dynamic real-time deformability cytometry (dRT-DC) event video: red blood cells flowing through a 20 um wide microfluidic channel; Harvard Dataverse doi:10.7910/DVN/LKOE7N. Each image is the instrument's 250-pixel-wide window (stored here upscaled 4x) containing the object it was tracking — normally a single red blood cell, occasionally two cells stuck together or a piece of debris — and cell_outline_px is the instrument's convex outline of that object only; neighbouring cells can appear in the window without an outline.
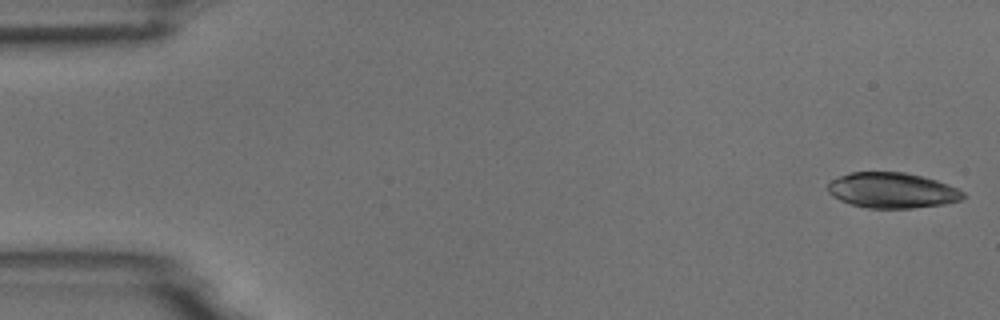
{"species": "common noctule bat (a hibernating species)", "species_latin": "Nyctalus noctula", "temperature_condition": "room temperature", "stored_images_in_passage": 53, "camera_frame_rate_fps": 3000, "um_per_image_px": 0.085, "animal": {"sex": "male", "body_mass_g": 18.8}, "frame": {"image": 1, "passage_image": 1, "time_ms": 0.0, "image_size_px": [1000, 320], "cell_outline_px": [[964, 196], [960, 200], [944, 204], [912, 208], [868, 208], [852, 204], [840, 200], [832, 196], [828, 192], [828, 180], [852, 172], [904, 172], [936, 180], [948, 184], [964, 192]], "centroid_in_image_um": [75.8, 16.18], "position_along_channel_um": 9.2, "area_um2": 27.86}}
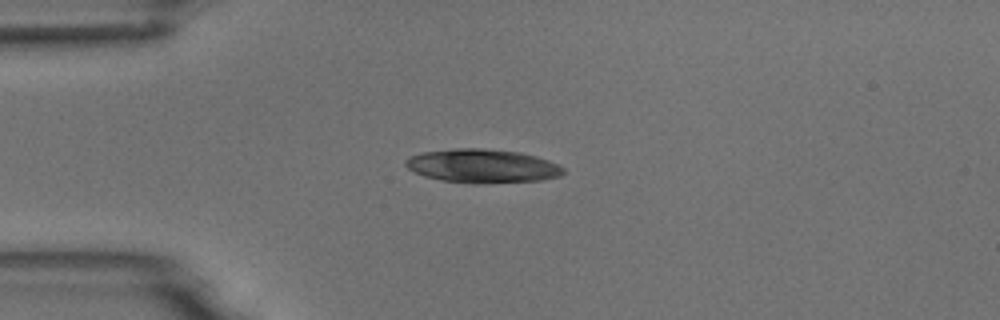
{"frame": {"image": 2, "passage_image": 13, "time_ms": 4.0, "image_size_px": [1000, 320], "cell_outline_px": [[564, 172], [560, 176], [540, 180], [476, 184], [440, 180], [424, 176], [408, 168], [404, 164], [404, 160], [408, 156], [424, 152], [456, 148], [480, 148], [520, 152], [536, 156], [548, 160], [564, 168]], "centroid_in_image_um": [40.98, 14.11], "position_along_channel_um": 44.0, "area_um2": 30.98}}